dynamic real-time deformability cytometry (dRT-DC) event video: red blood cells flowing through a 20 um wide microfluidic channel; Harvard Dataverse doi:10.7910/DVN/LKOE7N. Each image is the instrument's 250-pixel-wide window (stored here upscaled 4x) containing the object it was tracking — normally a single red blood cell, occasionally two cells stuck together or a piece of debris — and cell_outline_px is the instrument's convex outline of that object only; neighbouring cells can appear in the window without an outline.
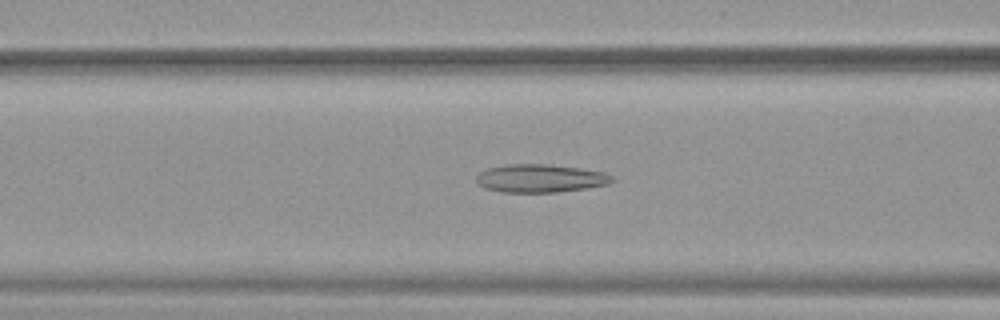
{"species": "common noctule bat (a hibernating species)", "species_latin": "Nyctalus noctula", "temperature_condition": "warm", "stored_images_in_passage": 52, "camera_frame_rate_fps": 3000, "um_per_image_px": 0.085, "animal": {"sex": "female", "body_mass_g": 19.9}, "frame": {"image": 1, "passage_image": 21, "time_ms": 6.667, "image_size_px": [1000, 320], "cell_outline_px": [[612, 180], [608, 184], [588, 188], [556, 192], [500, 192], [484, 188], [476, 184], [476, 176], [484, 168], [504, 164], [544, 164], [576, 168], [604, 172], [612, 176]], "centroid_in_image_um": [45.83, 15.16], "position_along_channel_um": 120.8, "area_um2": 22.31}}
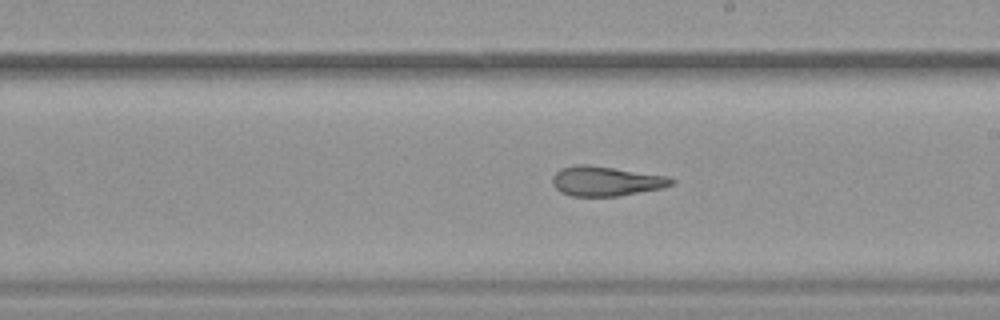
{"frame": {"image": 2, "passage_image": 30, "time_ms": 9.667, "image_size_px": [1000, 320], "cell_outline_px": [[676, 180], [672, 184], [660, 188], [620, 196], [572, 196], [560, 192], [552, 184], [552, 176], [560, 168], [576, 164], [588, 164], [668, 176]], "centroid_in_image_um": [51.47, 15.39], "position_along_channel_um": 237.5, "area_um2": 20.63}}
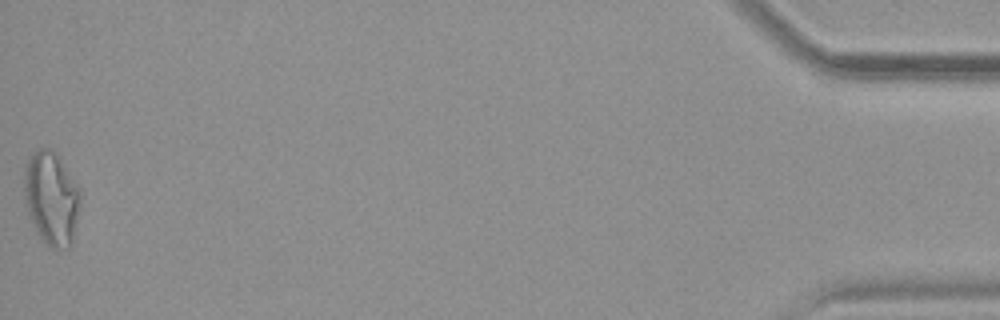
{"frame": {"image": 3, "passage_image": 52, "time_ms": 17.0, "image_size_px": [1000, 320], "cell_outline_px": [[80, 204], [72, 244], [68, 248], [52, 248], [36, 232], [28, 212], [24, 192], [24, 176], [28, 160], [40, 148], [48, 148], [56, 152], [60, 156], [80, 188]], "centroid_in_image_um": [4.4, 16.84], "position_along_channel_um": 430.8, "area_um2": 30.4}, "authors_computed_cell_mechanics": {"area_um2": 24.4205, "velocity_mm_per_s": 3.9018, "shape_relaxation_time_tau1_ms": null, "shape_relaxation_time_tau2_ms": 1.9177, "deformation_change_tau1": null, "deformation_change_tau2": 0.1122}}